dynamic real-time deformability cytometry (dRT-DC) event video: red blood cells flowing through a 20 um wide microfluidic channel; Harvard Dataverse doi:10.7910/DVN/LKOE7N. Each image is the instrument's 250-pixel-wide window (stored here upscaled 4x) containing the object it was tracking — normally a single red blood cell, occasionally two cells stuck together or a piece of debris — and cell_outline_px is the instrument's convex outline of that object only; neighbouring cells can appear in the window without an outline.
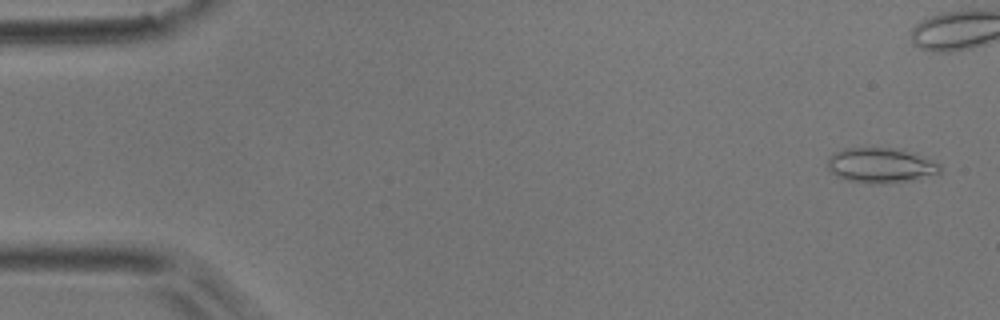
{"species": "common noctule bat (a hibernating species)", "species_latin": "Nyctalus noctula", "temperature_condition": "room temperature", "stored_images_in_passage": 47, "camera_frame_rate_fps": 3000, "um_per_image_px": 0.085, "animal": {"sex": "male", "body_mass_g": 17.9}, "frame": {"image": 1, "passage_image": 1, "time_ms": 0.0, "image_size_px": [1000, 320], "cell_outline_px": [[940, 172], [912, 180], [880, 184], [872, 184], [848, 180], [836, 176], [828, 168], [828, 156], [844, 148], [904, 148], [940, 164]], "centroid_in_image_um": [74.85, 14.04], "position_along_channel_um": 10.2, "area_um2": 22.95}}
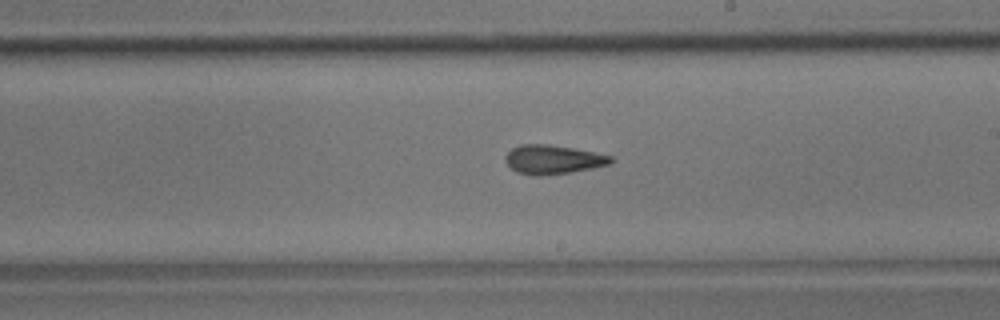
{"frame": {"image": 2, "passage_image": 28, "time_ms": 9.0, "image_size_px": [1000, 320], "cell_outline_px": [[616, 160], [608, 164], [592, 168], [572, 172], [540, 176], [536, 176], [516, 172], [504, 160], [504, 156], [512, 148], [520, 144], [548, 144], [572, 148], [612, 156]], "centroid_in_image_um": [46.98, 13.56], "position_along_channel_um": 242.0, "area_um2": 17.8}}
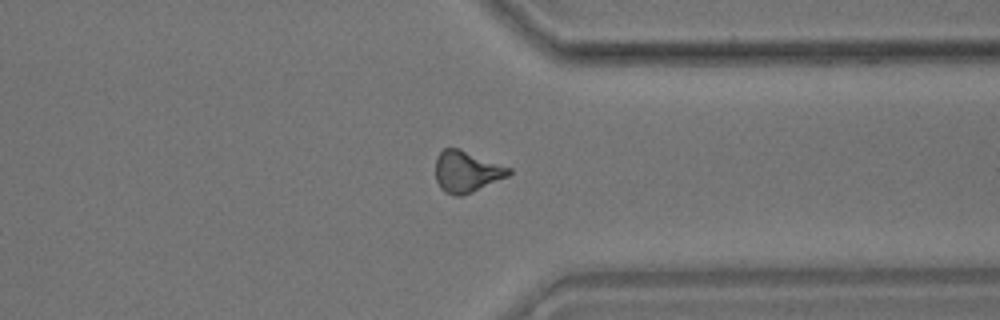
{"frame": {"image": 3, "passage_image": 38, "time_ms": 12.333, "image_size_px": [1000, 320], "cell_outline_px": [[512, 172], [508, 176], [464, 196], [452, 196], [444, 192], [440, 188], [436, 180], [436, 156], [444, 148], [460, 148], [512, 168]], "centroid_in_image_um": [39.66, 14.59], "position_along_channel_um": 371.7, "area_um2": 17.92}}